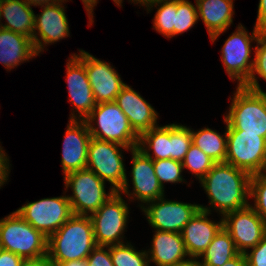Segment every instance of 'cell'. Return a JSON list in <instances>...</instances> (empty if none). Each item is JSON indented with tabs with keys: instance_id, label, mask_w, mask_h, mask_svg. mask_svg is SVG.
<instances>
[{
	"instance_id": "obj_1",
	"label": "cell",
	"mask_w": 266,
	"mask_h": 266,
	"mask_svg": "<svg viewBox=\"0 0 266 266\" xmlns=\"http://www.w3.org/2000/svg\"><path fill=\"white\" fill-rule=\"evenodd\" d=\"M251 175L233 165L215 163L201 179L202 187L209 197V203L222 217L231 211L249 205Z\"/></svg>"
},
{
	"instance_id": "obj_2",
	"label": "cell",
	"mask_w": 266,
	"mask_h": 266,
	"mask_svg": "<svg viewBox=\"0 0 266 266\" xmlns=\"http://www.w3.org/2000/svg\"><path fill=\"white\" fill-rule=\"evenodd\" d=\"M90 216L72 215L48 237L47 257L51 266L69 261L86 260L96 247Z\"/></svg>"
},
{
	"instance_id": "obj_3",
	"label": "cell",
	"mask_w": 266,
	"mask_h": 266,
	"mask_svg": "<svg viewBox=\"0 0 266 266\" xmlns=\"http://www.w3.org/2000/svg\"><path fill=\"white\" fill-rule=\"evenodd\" d=\"M48 238L16 211L0 220V247L23 259L47 256Z\"/></svg>"
},
{
	"instance_id": "obj_4",
	"label": "cell",
	"mask_w": 266,
	"mask_h": 266,
	"mask_svg": "<svg viewBox=\"0 0 266 266\" xmlns=\"http://www.w3.org/2000/svg\"><path fill=\"white\" fill-rule=\"evenodd\" d=\"M224 118L239 133L259 134L266 138V92L237 86Z\"/></svg>"
},
{
	"instance_id": "obj_5",
	"label": "cell",
	"mask_w": 266,
	"mask_h": 266,
	"mask_svg": "<svg viewBox=\"0 0 266 266\" xmlns=\"http://www.w3.org/2000/svg\"><path fill=\"white\" fill-rule=\"evenodd\" d=\"M85 121L91 137L114 142L131 149L138 147L139 135L133 130L127 116L114 101L98 103ZM92 122H95L97 127H94Z\"/></svg>"
},
{
	"instance_id": "obj_6",
	"label": "cell",
	"mask_w": 266,
	"mask_h": 266,
	"mask_svg": "<svg viewBox=\"0 0 266 266\" xmlns=\"http://www.w3.org/2000/svg\"><path fill=\"white\" fill-rule=\"evenodd\" d=\"M120 147L132 150L123 145L94 137H91L88 145L86 168L94 172L102 181L111 183L110 188L115 192L129 189Z\"/></svg>"
},
{
	"instance_id": "obj_7",
	"label": "cell",
	"mask_w": 266,
	"mask_h": 266,
	"mask_svg": "<svg viewBox=\"0 0 266 266\" xmlns=\"http://www.w3.org/2000/svg\"><path fill=\"white\" fill-rule=\"evenodd\" d=\"M227 149L225 162L250 175L266 172V138L259 134L239 133L225 120Z\"/></svg>"
},
{
	"instance_id": "obj_8",
	"label": "cell",
	"mask_w": 266,
	"mask_h": 266,
	"mask_svg": "<svg viewBox=\"0 0 266 266\" xmlns=\"http://www.w3.org/2000/svg\"><path fill=\"white\" fill-rule=\"evenodd\" d=\"M65 187H71L73 195L67 196L74 215L89 216L96 212L115 191L106 194L105 182L88 168L66 174Z\"/></svg>"
},
{
	"instance_id": "obj_9",
	"label": "cell",
	"mask_w": 266,
	"mask_h": 266,
	"mask_svg": "<svg viewBox=\"0 0 266 266\" xmlns=\"http://www.w3.org/2000/svg\"><path fill=\"white\" fill-rule=\"evenodd\" d=\"M128 214V205L119 192H115L96 212L90 214L96 245L107 247L123 244Z\"/></svg>"
},
{
	"instance_id": "obj_10",
	"label": "cell",
	"mask_w": 266,
	"mask_h": 266,
	"mask_svg": "<svg viewBox=\"0 0 266 266\" xmlns=\"http://www.w3.org/2000/svg\"><path fill=\"white\" fill-rule=\"evenodd\" d=\"M262 31L254 27L250 36L246 28L238 25L237 31L232 33L222 47L221 61L231 80H238L237 86H244L251 75L254 60L250 61L251 42L257 41Z\"/></svg>"
},
{
	"instance_id": "obj_11",
	"label": "cell",
	"mask_w": 266,
	"mask_h": 266,
	"mask_svg": "<svg viewBox=\"0 0 266 266\" xmlns=\"http://www.w3.org/2000/svg\"><path fill=\"white\" fill-rule=\"evenodd\" d=\"M16 213L47 238L73 215L67 196L29 202L17 209Z\"/></svg>"
},
{
	"instance_id": "obj_12",
	"label": "cell",
	"mask_w": 266,
	"mask_h": 266,
	"mask_svg": "<svg viewBox=\"0 0 266 266\" xmlns=\"http://www.w3.org/2000/svg\"><path fill=\"white\" fill-rule=\"evenodd\" d=\"M223 228L230 234L239 253L256 247L266 235V222L254 211L252 205L226 213Z\"/></svg>"
},
{
	"instance_id": "obj_13",
	"label": "cell",
	"mask_w": 266,
	"mask_h": 266,
	"mask_svg": "<svg viewBox=\"0 0 266 266\" xmlns=\"http://www.w3.org/2000/svg\"><path fill=\"white\" fill-rule=\"evenodd\" d=\"M141 206L149 224L155 230L181 233L184 226L200 209V204L166 200L163 197Z\"/></svg>"
},
{
	"instance_id": "obj_14",
	"label": "cell",
	"mask_w": 266,
	"mask_h": 266,
	"mask_svg": "<svg viewBox=\"0 0 266 266\" xmlns=\"http://www.w3.org/2000/svg\"><path fill=\"white\" fill-rule=\"evenodd\" d=\"M76 55L85 65L96 103L113 102L126 85L115 68L84 50Z\"/></svg>"
},
{
	"instance_id": "obj_15",
	"label": "cell",
	"mask_w": 266,
	"mask_h": 266,
	"mask_svg": "<svg viewBox=\"0 0 266 266\" xmlns=\"http://www.w3.org/2000/svg\"><path fill=\"white\" fill-rule=\"evenodd\" d=\"M130 152L132 153L131 177L133 183V193L129 190H120L119 193H124L130 199L135 198L146 204L163 197L164 187H162L155 174L153 160L147 157L138 148L132 149Z\"/></svg>"
},
{
	"instance_id": "obj_16",
	"label": "cell",
	"mask_w": 266,
	"mask_h": 266,
	"mask_svg": "<svg viewBox=\"0 0 266 266\" xmlns=\"http://www.w3.org/2000/svg\"><path fill=\"white\" fill-rule=\"evenodd\" d=\"M66 82L68 86L69 99L76 112L78 111V118L75 111L71 113L70 120H85L97 103L94 99L93 91L88 79L87 71L84 63L76 56H72L67 60Z\"/></svg>"
},
{
	"instance_id": "obj_17",
	"label": "cell",
	"mask_w": 266,
	"mask_h": 266,
	"mask_svg": "<svg viewBox=\"0 0 266 266\" xmlns=\"http://www.w3.org/2000/svg\"><path fill=\"white\" fill-rule=\"evenodd\" d=\"M64 1L67 0L43 5L40 15H35L32 43L37 55L44 49V44L47 46L49 43L52 44L64 37H69V23L65 15V7L62 6Z\"/></svg>"
},
{
	"instance_id": "obj_18",
	"label": "cell",
	"mask_w": 266,
	"mask_h": 266,
	"mask_svg": "<svg viewBox=\"0 0 266 266\" xmlns=\"http://www.w3.org/2000/svg\"><path fill=\"white\" fill-rule=\"evenodd\" d=\"M200 209L184 226L181 235L186 251L192 261H196L212 242L214 236L223 227V218L215 223L208 219L210 207L199 205Z\"/></svg>"
},
{
	"instance_id": "obj_19",
	"label": "cell",
	"mask_w": 266,
	"mask_h": 266,
	"mask_svg": "<svg viewBox=\"0 0 266 266\" xmlns=\"http://www.w3.org/2000/svg\"><path fill=\"white\" fill-rule=\"evenodd\" d=\"M91 139L85 120H70L64 135L62 169L64 176L87 166L88 145Z\"/></svg>"
},
{
	"instance_id": "obj_20",
	"label": "cell",
	"mask_w": 266,
	"mask_h": 266,
	"mask_svg": "<svg viewBox=\"0 0 266 266\" xmlns=\"http://www.w3.org/2000/svg\"><path fill=\"white\" fill-rule=\"evenodd\" d=\"M127 116L133 130L140 136L143 132L157 125V112L127 84L122 88L114 101Z\"/></svg>"
},
{
	"instance_id": "obj_21",
	"label": "cell",
	"mask_w": 266,
	"mask_h": 266,
	"mask_svg": "<svg viewBox=\"0 0 266 266\" xmlns=\"http://www.w3.org/2000/svg\"><path fill=\"white\" fill-rule=\"evenodd\" d=\"M149 256V263L152 261L157 266L176 265L182 263H195L189 256L181 233L156 230L152 240Z\"/></svg>"
},
{
	"instance_id": "obj_22",
	"label": "cell",
	"mask_w": 266,
	"mask_h": 266,
	"mask_svg": "<svg viewBox=\"0 0 266 266\" xmlns=\"http://www.w3.org/2000/svg\"><path fill=\"white\" fill-rule=\"evenodd\" d=\"M198 17L203 20L211 41H214L233 22V0H195Z\"/></svg>"
},
{
	"instance_id": "obj_23",
	"label": "cell",
	"mask_w": 266,
	"mask_h": 266,
	"mask_svg": "<svg viewBox=\"0 0 266 266\" xmlns=\"http://www.w3.org/2000/svg\"><path fill=\"white\" fill-rule=\"evenodd\" d=\"M36 56L31 38L0 28V63L4 67L11 70Z\"/></svg>"
},
{
	"instance_id": "obj_24",
	"label": "cell",
	"mask_w": 266,
	"mask_h": 266,
	"mask_svg": "<svg viewBox=\"0 0 266 266\" xmlns=\"http://www.w3.org/2000/svg\"><path fill=\"white\" fill-rule=\"evenodd\" d=\"M2 17L7 21L5 25L1 23ZM34 22V11L23 0H2L0 28L23 34L32 39Z\"/></svg>"
},
{
	"instance_id": "obj_25",
	"label": "cell",
	"mask_w": 266,
	"mask_h": 266,
	"mask_svg": "<svg viewBox=\"0 0 266 266\" xmlns=\"http://www.w3.org/2000/svg\"><path fill=\"white\" fill-rule=\"evenodd\" d=\"M238 253L230 234L222 227L200 256L203 260H196L195 266H223Z\"/></svg>"
},
{
	"instance_id": "obj_26",
	"label": "cell",
	"mask_w": 266,
	"mask_h": 266,
	"mask_svg": "<svg viewBox=\"0 0 266 266\" xmlns=\"http://www.w3.org/2000/svg\"><path fill=\"white\" fill-rule=\"evenodd\" d=\"M137 148L152 160L170 159V125L155 126L143 132ZM151 150L153 157L149 153Z\"/></svg>"
},
{
	"instance_id": "obj_27",
	"label": "cell",
	"mask_w": 266,
	"mask_h": 266,
	"mask_svg": "<svg viewBox=\"0 0 266 266\" xmlns=\"http://www.w3.org/2000/svg\"><path fill=\"white\" fill-rule=\"evenodd\" d=\"M192 144L201 149L215 163L225 162L227 149V129L224 137L217 131L204 128L195 132L191 130Z\"/></svg>"
},
{
	"instance_id": "obj_28",
	"label": "cell",
	"mask_w": 266,
	"mask_h": 266,
	"mask_svg": "<svg viewBox=\"0 0 266 266\" xmlns=\"http://www.w3.org/2000/svg\"><path fill=\"white\" fill-rule=\"evenodd\" d=\"M155 5L159 6V8L153 20L154 29L167 38L174 37L175 14L177 13L176 0H167L152 4L147 7V10L151 11V8Z\"/></svg>"
},
{
	"instance_id": "obj_29",
	"label": "cell",
	"mask_w": 266,
	"mask_h": 266,
	"mask_svg": "<svg viewBox=\"0 0 266 266\" xmlns=\"http://www.w3.org/2000/svg\"><path fill=\"white\" fill-rule=\"evenodd\" d=\"M111 259L114 266H149L147 252L136 251L129 243L111 245Z\"/></svg>"
},
{
	"instance_id": "obj_30",
	"label": "cell",
	"mask_w": 266,
	"mask_h": 266,
	"mask_svg": "<svg viewBox=\"0 0 266 266\" xmlns=\"http://www.w3.org/2000/svg\"><path fill=\"white\" fill-rule=\"evenodd\" d=\"M192 144L191 129L170 124V159L182 162Z\"/></svg>"
},
{
	"instance_id": "obj_31",
	"label": "cell",
	"mask_w": 266,
	"mask_h": 266,
	"mask_svg": "<svg viewBox=\"0 0 266 266\" xmlns=\"http://www.w3.org/2000/svg\"><path fill=\"white\" fill-rule=\"evenodd\" d=\"M214 164L215 162L194 144L190 145L182 161L183 168H188L195 174L199 182L211 170Z\"/></svg>"
},
{
	"instance_id": "obj_32",
	"label": "cell",
	"mask_w": 266,
	"mask_h": 266,
	"mask_svg": "<svg viewBox=\"0 0 266 266\" xmlns=\"http://www.w3.org/2000/svg\"><path fill=\"white\" fill-rule=\"evenodd\" d=\"M256 42L257 46L255 47L252 72L244 87L254 91H263L257 81L255 73L266 81V32H262Z\"/></svg>"
},
{
	"instance_id": "obj_33",
	"label": "cell",
	"mask_w": 266,
	"mask_h": 266,
	"mask_svg": "<svg viewBox=\"0 0 266 266\" xmlns=\"http://www.w3.org/2000/svg\"><path fill=\"white\" fill-rule=\"evenodd\" d=\"M174 36L191 29L198 21L197 6L188 0H176Z\"/></svg>"
},
{
	"instance_id": "obj_34",
	"label": "cell",
	"mask_w": 266,
	"mask_h": 266,
	"mask_svg": "<svg viewBox=\"0 0 266 266\" xmlns=\"http://www.w3.org/2000/svg\"><path fill=\"white\" fill-rule=\"evenodd\" d=\"M153 165L155 174L162 187H164L163 184L165 182L178 183L184 181L181 175L184 169L182 162L173 159L153 160Z\"/></svg>"
},
{
	"instance_id": "obj_35",
	"label": "cell",
	"mask_w": 266,
	"mask_h": 266,
	"mask_svg": "<svg viewBox=\"0 0 266 266\" xmlns=\"http://www.w3.org/2000/svg\"><path fill=\"white\" fill-rule=\"evenodd\" d=\"M250 197L254 198V211L266 222V173L250 177Z\"/></svg>"
},
{
	"instance_id": "obj_36",
	"label": "cell",
	"mask_w": 266,
	"mask_h": 266,
	"mask_svg": "<svg viewBox=\"0 0 266 266\" xmlns=\"http://www.w3.org/2000/svg\"><path fill=\"white\" fill-rule=\"evenodd\" d=\"M96 246L87 259V266H114L111 259L110 246Z\"/></svg>"
},
{
	"instance_id": "obj_37",
	"label": "cell",
	"mask_w": 266,
	"mask_h": 266,
	"mask_svg": "<svg viewBox=\"0 0 266 266\" xmlns=\"http://www.w3.org/2000/svg\"><path fill=\"white\" fill-rule=\"evenodd\" d=\"M247 266H266V235L256 247L251 248L250 254L245 253Z\"/></svg>"
},
{
	"instance_id": "obj_38",
	"label": "cell",
	"mask_w": 266,
	"mask_h": 266,
	"mask_svg": "<svg viewBox=\"0 0 266 266\" xmlns=\"http://www.w3.org/2000/svg\"><path fill=\"white\" fill-rule=\"evenodd\" d=\"M23 258L10 251L0 250V266H20Z\"/></svg>"
},
{
	"instance_id": "obj_39",
	"label": "cell",
	"mask_w": 266,
	"mask_h": 266,
	"mask_svg": "<svg viewBox=\"0 0 266 266\" xmlns=\"http://www.w3.org/2000/svg\"><path fill=\"white\" fill-rule=\"evenodd\" d=\"M9 159L3 148L0 146V188L7 182L9 175Z\"/></svg>"
},
{
	"instance_id": "obj_40",
	"label": "cell",
	"mask_w": 266,
	"mask_h": 266,
	"mask_svg": "<svg viewBox=\"0 0 266 266\" xmlns=\"http://www.w3.org/2000/svg\"><path fill=\"white\" fill-rule=\"evenodd\" d=\"M255 27L262 32H266V0L259 1Z\"/></svg>"
},
{
	"instance_id": "obj_41",
	"label": "cell",
	"mask_w": 266,
	"mask_h": 266,
	"mask_svg": "<svg viewBox=\"0 0 266 266\" xmlns=\"http://www.w3.org/2000/svg\"><path fill=\"white\" fill-rule=\"evenodd\" d=\"M20 266H51L47 256L34 259H23Z\"/></svg>"
},
{
	"instance_id": "obj_42",
	"label": "cell",
	"mask_w": 266,
	"mask_h": 266,
	"mask_svg": "<svg viewBox=\"0 0 266 266\" xmlns=\"http://www.w3.org/2000/svg\"><path fill=\"white\" fill-rule=\"evenodd\" d=\"M223 266H247L245 253H238Z\"/></svg>"
},
{
	"instance_id": "obj_43",
	"label": "cell",
	"mask_w": 266,
	"mask_h": 266,
	"mask_svg": "<svg viewBox=\"0 0 266 266\" xmlns=\"http://www.w3.org/2000/svg\"><path fill=\"white\" fill-rule=\"evenodd\" d=\"M98 0H82L83 4L85 5V10L87 11L88 17H89V24L91 25L94 21H93V9L94 6L97 4Z\"/></svg>"
},
{
	"instance_id": "obj_44",
	"label": "cell",
	"mask_w": 266,
	"mask_h": 266,
	"mask_svg": "<svg viewBox=\"0 0 266 266\" xmlns=\"http://www.w3.org/2000/svg\"><path fill=\"white\" fill-rule=\"evenodd\" d=\"M25 3H27L30 6H43V5H49L61 0H23Z\"/></svg>"
},
{
	"instance_id": "obj_45",
	"label": "cell",
	"mask_w": 266,
	"mask_h": 266,
	"mask_svg": "<svg viewBox=\"0 0 266 266\" xmlns=\"http://www.w3.org/2000/svg\"><path fill=\"white\" fill-rule=\"evenodd\" d=\"M56 266H87V263L85 260L69 261V262L58 263Z\"/></svg>"
},
{
	"instance_id": "obj_46",
	"label": "cell",
	"mask_w": 266,
	"mask_h": 266,
	"mask_svg": "<svg viewBox=\"0 0 266 266\" xmlns=\"http://www.w3.org/2000/svg\"><path fill=\"white\" fill-rule=\"evenodd\" d=\"M163 1H167V0H132V2H134V4L140 3L143 6L149 7L152 4L158 3V2H163Z\"/></svg>"
},
{
	"instance_id": "obj_47",
	"label": "cell",
	"mask_w": 266,
	"mask_h": 266,
	"mask_svg": "<svg viewBox=\"0 0 266 266\" xmlns=\"http://www.w3.org/2000/svg\"><path fill=\"white\" fill-rule=\"evenodd\" d=\"M164 266H195V263H182V264L164 265Z\"/></svg>"
},
{
	"instance_id": "obj_48",
	"label": "cell",
	"mask_w": 266,
	"mask_h": 266,
	"mask_svg": "<svg viewBox=\"0 0 266 266\" xmlns=\"http://www.w3.org/2000/svg\"><path fill=\"white\" fill-rule=\"evenodd\" d=\"M115 2V4L119 7V6H122V0H113ZM132 1V0H130Z\"/></svg>"
}]
</instances>
